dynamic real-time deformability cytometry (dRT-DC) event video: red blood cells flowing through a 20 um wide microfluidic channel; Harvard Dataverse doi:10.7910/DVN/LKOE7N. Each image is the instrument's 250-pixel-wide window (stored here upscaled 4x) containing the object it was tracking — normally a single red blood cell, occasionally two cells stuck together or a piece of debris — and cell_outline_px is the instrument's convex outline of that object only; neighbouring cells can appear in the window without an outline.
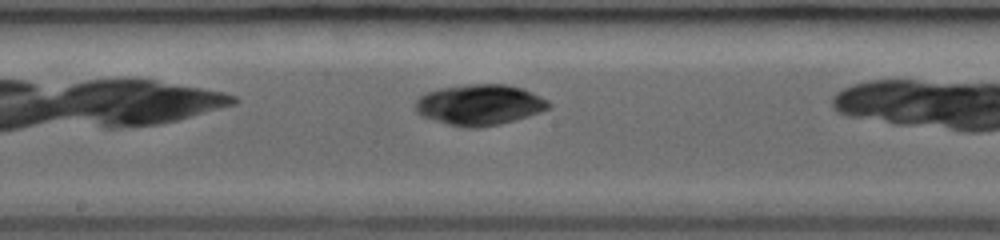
{"species": "common noctule bat (a hibernating species)", "species_latin": "Nyctalus noctula", "temperature_condition": "room temperature", "stored_images_in_passage": 23, "camera_frame_rate_fps": 3000, "um_per_image_px": 0.085, "animal": {"sex": "female", "body_mass_g": 19.0, "forearm_length_mm": 53.3}, "frame": {"image": 1, "passage_image": 10, "time_ms": 3.0, "image_size_px": [1000, 240], "cell_outline_px": [[552, 104], [548, 108], [540, 112], [528, 116], [500, 124], [476, 128], [464, 128], [448, 124], [420, 116], [416, 112], [416, 100], [420, 96], [428, 92], [440, 88], [472, 84], [508, 84], [520, 88], [540, 96], [548, 100]], "centroid_in_image_um": [40.76, 8.91], "position_along_channel_um": 207.4, "area_um2": 31.5}}